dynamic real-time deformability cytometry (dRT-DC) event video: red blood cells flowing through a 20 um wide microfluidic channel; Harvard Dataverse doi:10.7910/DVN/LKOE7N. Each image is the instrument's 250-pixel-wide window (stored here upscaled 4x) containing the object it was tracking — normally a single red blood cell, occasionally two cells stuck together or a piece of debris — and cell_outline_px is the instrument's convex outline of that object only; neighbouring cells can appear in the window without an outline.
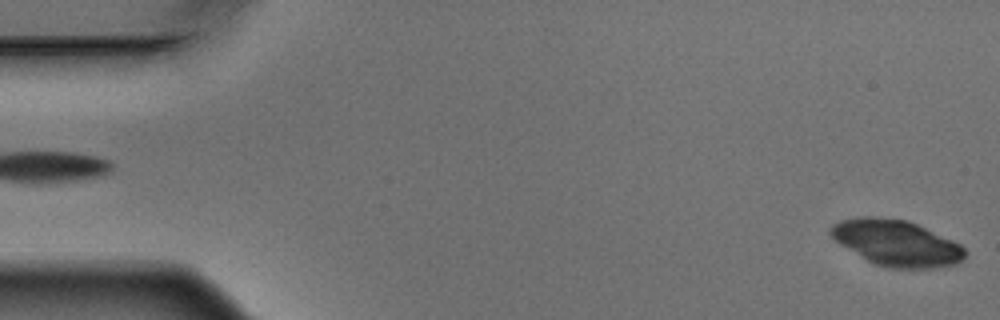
{"species": "Egyptian fruit bat (a non-hibernating species)", "species_latin": "Rousettus aegyptiacus", "temperature_condition": "warm", "stored_images_in_passage": 4, "segment_of_instrument_passage": [2, 2], "camera_frame_rate_fps": 3000, "um_per_image_px": 0.085, "animal": {"sex": "male"}, "frame": {"image": 1, "passage_image": 4, "time_ms": 1.0, "image_size_px": [1000, 320], "cell_outline_px": [[968, 252], [956, 264], [932, 268], [888, 268], [876, 264], [868, 260], [840, 244], [828, 232], [828, 228], [832, 224], [840, 220], [860, 216], [880, 216], [908, 220], [952, 240], [960, 244]], "centroid_in_image_um": [76.18, 20.63], "position_along_channel_um": 8.8, "area_um2": 35.89}}